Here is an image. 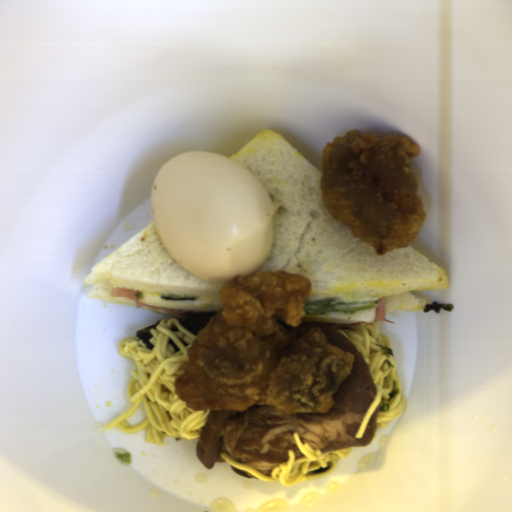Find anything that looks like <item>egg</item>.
<instances>
[{
  "mask_svg": "<svg viewBox=\"0 0 512 512\" xmlns=\"http://www.w3.org/2000/svg\"><path fill=\"white\" fill-rule=\"evenodd\" d=\"M379 302L377 297L346 300L340 296H309L304 304L306 316L301 323L330 326L376 324L374 320Z\"/></svg>",
  "mask_w": 512,
  "mask_h": 512,
  "instance_id": "egg-2",
  "label": "egg"
},
{
  "mask_svg": "<svg viewBox=\"0 0 512 512\" xmlns=\"http://www.w3.org/2000/svg\"><path fill=\"white\" fill-rule=\"evenodd\" d=\"M155 230L187 272L215 286L253 276L273 247V203L243 164L218 152L185 151L167 159L152 184Z\"/></svg>",
  "mask_w": 512,
  "mask_h": 512,
  "instance_id": "egg-1",
  "label": "egg"
},
{
  "mask_svg": "<svg viewBox=\"0 0 512 512\" xmlns=\"http://www.w3.org/2000/svg\"><path fill=\"white\" fill-rule=\"evenodd\" d=\"M137 299L148 306L193 310L202 312H220L223 304L220 297H202L138 290Z\"/></svg>",
  "mask_w": 512,
  "mask_h": 512,
  "instance_id": "egg-3",
  "label": "egg"
}]
</instances>
